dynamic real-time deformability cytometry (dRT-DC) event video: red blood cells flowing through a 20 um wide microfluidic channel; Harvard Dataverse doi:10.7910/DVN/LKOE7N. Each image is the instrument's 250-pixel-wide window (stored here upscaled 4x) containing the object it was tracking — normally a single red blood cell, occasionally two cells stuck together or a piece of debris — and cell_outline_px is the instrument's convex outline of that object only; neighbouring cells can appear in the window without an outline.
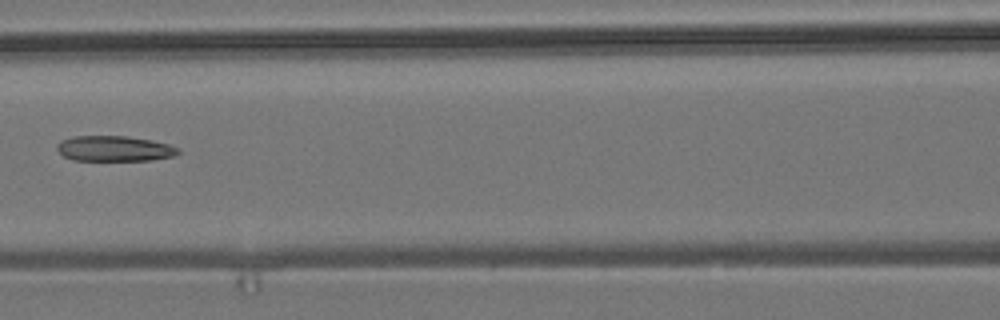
{"species": "common noctule bat (a hibernating species)", "species_latin": "Nyctalus noctula", "temperature_condition": "room temperature", "stored_images_in_passage": 6, "camera_frame_rate_fps": 3000, "um_per_image_px": 0.085, "animal": {"sex": "male", "body_mass_g": 19.2, "forearm_length_mm": 51.8}, "frame": {"image": 1, "passage_image": 6, "time_ms": 1.667, "image_size_px": [1000, 320], "cell_outline_px": [[180, 152], [176, 156], [152, 160], [72, 160], [64, 156], [56, 148], [56, 144], [60, 140], [72, 136], [128, 136], [168, 144], [180, 148]], "centroid_in_image_um": [9.72, 12.63], "position_along_channel_um": 156.9, "area_um2": 18.03}}